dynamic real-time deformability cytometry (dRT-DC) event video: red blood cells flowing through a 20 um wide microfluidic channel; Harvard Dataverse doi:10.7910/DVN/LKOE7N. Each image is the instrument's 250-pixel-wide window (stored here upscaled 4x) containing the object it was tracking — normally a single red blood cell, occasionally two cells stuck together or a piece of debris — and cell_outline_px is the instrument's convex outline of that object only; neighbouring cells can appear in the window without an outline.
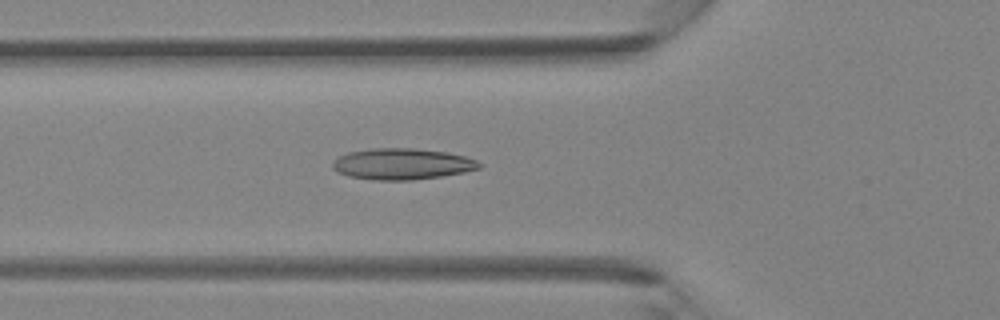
{"species": "Egyptian fruit bat (a non-hibernating species)", "species_latin": "Rousettus aegyptiacus", "temperature_condition": "room temperature", "stored_images_in_passage": 40, "camera_frame_rate_fps": 3000, "um_per_image_px": 0.085, "animal": {"sex": "female"}, "frame": {"image": 1, "passage_image": 15, "time_ms": 4.667, "image_size_px": [1000, 320], "cell_outline_px": [[484, 164], [480, 168], [464, 172], [440, 176], [412, 180], [376, 180], [348, 176], [336, 172], [332, 168], [332, 164], [340, 156], [348, 152], [368, 148], [412, 148], [448, 152], [464, 156], [476, 160]], "centroid_in_image_um": [34.18, 13.93], "position_along_channel_um": 91.6, "area_um2": 26.7}}
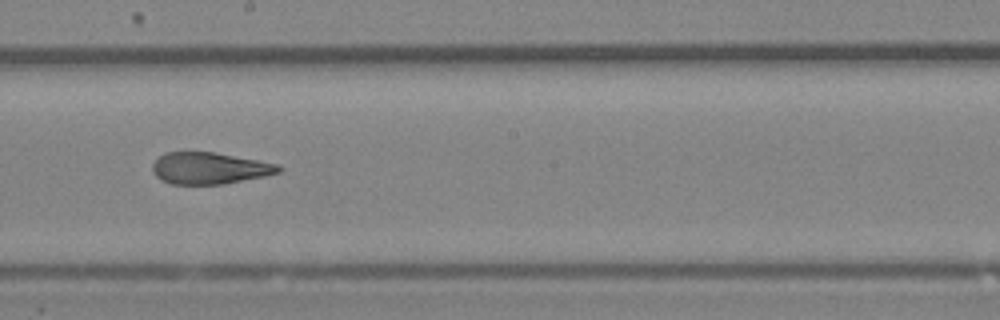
{"frame": {"image": 2, "passage_image": 24, "time_ms": 7.667, "image_size_px": [1000, 320], "cell_outline_px": [[284, 168], [280, 172], [264, 176], [224, 184], [172, 184], [160, 180], [152, 172], [152, 164], [164, 152], [212, 152], [256, 160], [276, 164]], "centroid_in_image_um": [17.77, 14.3], "position_along_channel_um": 230.4, "area_um2": 23.12}}
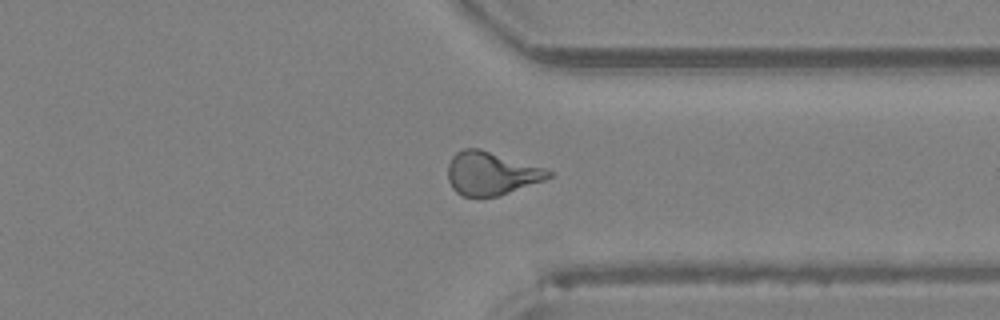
{"frame": {"image": 3, "passage_image": 33, "time_ms": 10.667, "image_size_px": [1000, 320], "cell_outline_px": [[552, 176], [544, 180], [496, 196], [460, 196], [452, 188], [448, 180], [448, 164], [452, 156], [456, 152], [464, 148], [480, 148], [544, 168], [552, 172]], "centroid_in_image_um": [41.7, 14.72], "position_along_channel_um": 369.7, "area_um2": 25.14}}